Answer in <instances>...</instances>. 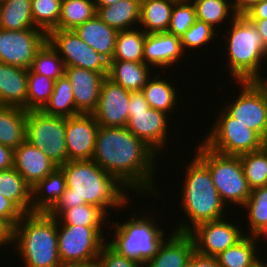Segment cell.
<instances>
[{
    "label": "cell",
    "mask_w": 267,
    "mask_h": 267,
    "mask_svg": "<svg viewBox=\"0 0 267 267\" xmlns=\"http://www.w3.org/2000/svg\"><path fill=\"white\" fill-rule=\"evenodd\" d=\"M248 187L252 190L267 186L266 157L260 152H250L239 155Z\"/></svg>",
    "instance_id": "b9f144b4"
},
{
    "label": "cell",
    "mask_w": 267,
    "mask_h": 267,
    "mask_svg": "<svg viewBox=\"0 0 267 267\" xmlns=\"http://www.w3.org/2000/svg\"><path fill=\"white\" fill-rule=\"evenodd\" d=\"M145 38L146 33L138 27L118 31L112 61L144 62Z\"/></svg>",
    "instance_id": "836d02e7"
},
{
    "label": "cell",
    "mask_w": 267,
    "mask_h": 267,
    "mask_svg": "<svg viewBox=\"0 0 267 267\" xmlns=\"http://www.w3.org/2000/svg\"><path fill=\"white\" fill-rule=\"evenodd\" d=\"M256 241L261 240L262 237L267 238V224L263 226L255 235H254ZM259 238V239H258Z\"/></svg>",
    "instance_id": "6f0895ef"
},
{
    "label": "cell",
    "mask_w": 267,
    "mask_h": 267,
    "mask_svg": "<svg viewBox=\"0 0 267 267\" xmlns=\"http://www.w3.org/2000/svg\"><path fill=\"white\" fill-rule=\"evenodd\" d=\"M27 110L0 105V144L16 149L26 140Z\"/></svg>",
    "instance_id": "484cf974"
},
{
    "label": "cell",
    "mask_w": 267,
    "mask_h": 267,
    "mask_svg": "<svg viewBox=\"0 0 267 267\" xmlns=\"http://www.w3.org/2000/svg\"><path fill=\"white\" fill-rule=\"evenodd\" d=\"M97 262L99 267H144V264L118 254L107 243L101 248Z\"/></svg>",
    "instance_id": "f6af8a7d"
},
{
    "label": "cell",
    "mask_w": 267,
    "mask_h": 267,
    "mask_svg": "<svg viewBox=\"0 0 267 267\" xmlns=\"http://www.w3.org/2000/svg\"><path fill=\"white\" fill-rule=\"evenodd\" d=\"M55 80L28 69L27 111L42 110L49 102Z\"/></svg>",
    "instance_id": "ab89813d"
},
{
    "label": "cell",
    "mask_w": 267,
    "mask_h": 267,
    "mask_svg": "<svg viewBox=\"0 0 267 267\" xmlns=\"http://www.w3.org/2000/svg\"><path fill=\"white\" fill-rule=\"evenodd\" d=\"M59 167L66 178V189L47 212L50 216L57 218L64 210L83 204L94 205L109 216L107 210L122 211L127 203L129 205L128 188L93 160L68 161Z\"/></svg>",
    "instance_id": "7a4b0ae2"
},
{
    "label": "cell",
    "mask_w": 267,
    "mask_h": 267,
    "mask_svg": "<svg viewBox=\"0 0 267 267\" xmlns=\"http://www.w3.org/2000/svg\"><path fill=\"white\" fill-rule=\"evenodd\" d=\"M186 267H221L217 257L206 256L196 250L191 254Z\"/></svg>",
    "instance_id": "7dc6e473"
},
{
    "label": "cell",
    "mask_w": 267,
    "mask_h": 267,
    "mask_svg": "<svg viewBox=\"0 0 267 267\" xmlns=\"http://www.w3.org/2000/svg\"><path fill=\"white\" fill-rule=\"evenodd\" d=\"M195 153L209 168L211 177L222 201L243 206L250 197L246 177L239 156L223 155L206 147L202 142Z\"/></svg>",
    "instance_id": "52a82bcc"
},
{
    "label": "cell",
    "mask_w": 267,
    "mask_h": 267,
    "mask_svg": "<svg viewBox=\"0 0 267 267\" xmlns=\"http://www.w3.org/2000/svg\"><path fill=\"white\" fill-rule=\"evenodd\" d=\"M66 189L63 170L56 167L32 187V212H48L62 197Z\"/></svg>",
    "instance_id": "cb8c5ba5"
},
{
    "label": "cell",
    "mask_w": 267,
    "mask_h": 267,
    "mask_svg": "<svg viewBox=\"0 0 267 267\" xmlns=\"http://www.w3.org/2000/svg\"><path fill=\"white\" fill-rule=\"evenodd\" d=\"M46 40L42 29H0V62L30 69L37 50Z\"/></svg>",
    "instance_id": "5bb4252c"
},
{
    "label": "cell",
    "mask_w": 267,
    "mask_h": 267,
    "mask_svg": "<svg viewBox=\"0 0 267 267\" xmlns=\"http://www.w3.org/2000/svg\"><path fill=\"white\" fill-rule=\"evenodd\" d=\"M253 82L262 90L263 93H267V77L259 76Z\"/></svg>",
    "instance_id": "db71d44e"
},
{
    "label": "cell",
    "mask_w": 267,
    "mask_h": 267,
    "mask_svg": "<svg viewBox=\"0 0 267 267\" xmlns=\"http://www.w3.org/2000/svg\"><path fill=\"white\" fill-rule=\"evenodd\" d=\"M14 165V149L0 144V171L12 168Z\"/></svg>",
    "instance_id": "c3c4849f"
},
{
    "label": "cell",
    "mask_w": 267,
    "mask_h": 267,
    "mask_svg": "<svg viewBox=\"0 0 267 267\" xmlns=\"http://www.w3.org/2000/svg\"><path fill=\"white\" fill-rule=\"evenodd\" d=\"M99 125L93 114L65 118V140L69 161L92 160Z\"/></svg>",
    "instance_id": "e0dca14e"
},
{
    "label": "cell",
    "mask_w": 267,
    "mask_h": 267,
    "mask_svg": "<svg viewBox=\"0 0 267 267\" xmlns=\"http://www.w3.org/2000/svg\"><path fill=\"white\" fill-rule=\"evenodd\" d=\"M118 1H121V0H94L96 10L100 7H107V6L113 5L117 3Z\"/></svg>",
    "instance_id": "9f6ffc18"
},
{
    "label": "cell",
    "mask_w": 267,
    "mask_h": 267,
    "mask_svg": "<svg viewBox=\"0 0 267 267\" xmlns=\"http://www.w3.org/2000/svg\"><path fill=\"white\" fill-rule=\"evenodd\" d=\"M47 40L58 51L65 67H80L107 77L109 62L88 46L74 30L52 29L47 34Z\"/></svg>",
    "instance_id": "7c38bea8"
},
{
    "label": "cell",
    "mask_w": 267,
    "mask_h": 267,
    "mask_svg": "<svg viewBox=\"0 0 267 267\" xmlns=\"http://www.w3.org/2000/svg\"><path fill=\"white\" fill-rule=\"evenodd\" d=\"M12 236L13 228L4 219L0 218V246L12 245Z\"/></svg>",
    "instance_id": "f907efd6"
},
{
    "label": "cell",
    "mask_w": 267,
    "mask_h": 267,
    "mask_svg": "<svg viewBox=\"0 0 267 267\" xmlns=\"http://www.w3.org/2000/svg\"><path fill=\"white\" fill-rule=\"evenodd\" d=\"M171 234L160 243L156 254L144 267H186L195 250L193 238L189 233L173 231Z\"/></svg>",
    "instance_id": "44dd1931"
},
{
    "label": "cell",
    "mask_w": 267,
    "mask_h": 267,
    "mask_svg": "<svg viewBox=\"0 0 267 267\" xmlns=\"http://www.w3.org/2000/svg\"><path fill=\"white\" fill-rule=\"evenodd\" d=\"M28 69L0 62V105L27 110Z\"/></svg>",
    "instance_id": "7402d4cb"
},
{
    "label": "cell",
    "mask_w": 267,
    "mask_h": 267,
    "mask_svg": "<svg viewBox=\"0 0 267 267\" xmlns=\"http://www.w3.org/2000/svg\"><path fill=\"white\" fill-rule=\"evenodd\" d=\"M244 15L248 19H267V0L255 4Z\"/></svg>",
    "instance_id": "681fc988"
},
{
    "label": "cell",
    "mask_w": 267,
    "mask_h": 267,
    "mask_svg": "<svg viewBox=\"0 0 267 267\" xmlns=\"http://www.w3.org/2000/svg\"><path fill=\"white\" fill-rule=\"evenodd\" d=\"M130 91L107 77L100 88L96 110L92 113L99 126L126 127L129 116Z\"/></svg>",
    "instance_id": "2e32d148"
},
{
    "label": "cell",
    "mask_w": 267,
    "mask_h": 267,
    "mask_svg": "<svg viewBox=\"0 0 267 267\" xmlns=\"http://www.w3.org/2000/svg\"><path fill=\"white\" fill-rule=\"evenodd\" d=\"M107 218L100 208L83 204L64 210L56 219L57 225L104 226L110 222Z\"/></svg>",
    "instance_id": "8d00e7d4"
},
{
    "label": "cell",
    "mask_w": 267,
    "mask_h": 267,
    "mask_svg": "<svg viewBox=\"0 0 267 267\" xmlns=\"http://www.w3.org/2000/svg\"><path fill=\"white\" fill-rule=\"evenodd\" d=\"M168 115L165 112L150 108L142 91H130L126 128L157 154H161V149H166Z\"/></svg>",
    "instance_id": "9c48e42d"
},
{
    "label": "cell",
    "mask_w": 267,
    "mask_h": 267,
    "mask_svg": "<svg viewBox=\"0 0 267 267\" xmlns=\"http://www.w3.org/2000/svg\"><path fill=\"white\" fill-rule=\"evenodd\" d=\"M60 267H99L97 260L88 263L64 264Z\"/></svg>",
    "instance_id": "11a10c76"
},
{
    "label": "cell",
    "mask_w": 267,
    "mask_h": 267,
    "mask_svg": "<svg viewBox=\"0 0 267 267\" xmlns=\"http://www.w3.org/2000/svg\"><path fill=\"white\" fill-rule=\"evenodd\" d=\"M214 121L209 134L202 143L211 150L223 154L239 156L261 149L265 140L255 131L237 122L224 109Z\"/></svg>",
    "instance_id": "ba28073f"
},
{
    "label": "cell",
    "mask_w": 267,
    "mask_h": 267,
    "mask_svg": "<svg viewBox=\"0 0 267 267\" xmlns=\"http://www.w3.org/2000/svg\"><path fill=\"white\" fill-rule=\"evenodd\" d=\"M256 26L262 37L265 52L267 53V19H249Z\"/></svg>",
    "instance_id": "f5cc1de1"
},
{
    "label": "cell",
    "mask_w": 267,
    "mask_h": 267,
    "mask_svg": "<svg viewBox=\"0 0 267 267\" xmlns=\"http://www.w3.org/2000/svg\"><path fill=\"white\" fill-rule=\"evenodd\" d=\"M254 236L245 235L235 245L217 255L221 267H258L261 259ZM258 254V255H257Z\"/></svg>",
    "instance_id": "f546056e"
},
{
    "label": "cell",
    "mask_w": 267,
    "mask_h": 267,
    "mask_svg": "<svg viewBox=\"0 0 267 267\" xmlns=\"http://www.w3.org/2000/svg\"><path fill=\"white\" fill-rule=\"evenodd\" d=\"M25 267H60L57 219L46 212L25 213L13 228L12 245Z\"/></svg>",
    "instance_id": "277c9868"
},
{
    "label": "cell",
    "mask_w": 267,
    "mask_h": 267,
    "mask_svg": "<svg viewBox=\"0 0 267 267\" xmlns=\"http://www.w3.org/2000/svg\"><path fill=\"white\" fill-rule=\"evenodd\" d=\"M150 77L141 90L148 102L150 108L165 112L166 114L173 113V108H176L178 96L177 92L169 81L163 75L155 74ZM161 76V77H160Z\"/></svg>",
    "instance_id": "4dcf8cb0"
},
{
    "label": "cell",
    "mask_w": 267,
    "mask_h": 267,
    "mask_svg": "<svg viewBox=\"0 0 267 267\" xmlns=\"http://www.w3.org/2000/svg\"><path fill=\"white\" fill-rule=\"evenodd\" d=\"M193 161L187 163L181 189V207L191 223L180 221L175 231L189 233L197 225L226 218V204L214 186L208 166L195 154ZM226 207V208H225ZM225 210V211H224Z\"/></svg>",
    "instance_id": "3957f363"
},
{
    "label": "cell",
    "mask_w": 267,
    "mask_h": 267,
    "mask_svg": "<svg viewBox=\"0 0 267 267\" xmlns=\"http://www.w3.org/2000/svg\"><path fill=\"white\" fill-rule=\"evenodd\" d=\"M177 0H141L139 26L146 34L167 32ZM144 26V27H143Z\"/></svg>",
    "instance_id": "83f0119b"
},
{
    "label": "cell",
    "mask_w": 267,
    "mask_h": 267,
    "mask_svg": "<svg viewBox=\"0 0 267 267\" xmlns=\"http://www.w3.org/2000/svg\"><path fill=\"white\" fill-rule=\"evenodd\" d=\"M141 0H121L97 9L98 17L117 31L129 30L140 23Z\"/></svg>",
    "instance_id": "4316f807"
},
{
    "label": "cell",
    "mask_w": 267,
    "mask_h": 267,
    "mask_svg": "<svg viewBox=\"0 0 267 267\" xmlns=\"http://www.w3.org/2000/svg\"><path fill=\"white\" fill-rule=\"evenodd\" d=\"M216 30L201 20L196 22L180 37L181 47L183 52H187L190 49H200L204 45L213 41L214 36L218 33ZM189 48V49H188ZM187 50V51H185Z\"/></svg>",
    "instance_id": "ee69618b"
},
{
    "label": "cell",
    "mask_w": 267,
    "mask_h": 267,
    "mask_svg": "<svg viewBox=\"0 0 267 267\" xmlns=\"http://www.w3.org/2000/svg\"><path fill=\"white\" fill-rule=\"evenodd\" d=\"M264 94V97H265V100H266V103H267V93H263Z\"/></svg>",
    "instance_id": "94428289"
},
{
    "label": "cell",
    "mask_w": 267,
    "mask_h": 267,
    "mask_svg": "<svg viewBox=\"0 0 267 267\" xmlns=\"http://www.w3.org/2000/svg\"><path fill=\"white\" fill-rule=\"evenodd\" d=\"M144 62L110 61L107 78L128 91H141L151 74Z\"/></svg>",
    "instance_id": "d4e9b609"
},
{
    "label": "cell",
    "mask_w": 267,
    "mask_h": 267,
    "mask_svg": "<svg viewBox=\"0 0 267 267\" xmlns=\"http://www.w3.org/2000/svg\"><path fill=\"white\" fill-rule=\"evenodd\" d=\"M238 223H231L225 218L204 222L192 229L195 250L206 256H217L230 246L240 241L245 234Z\"/></svg>",
    "instance_id": "9a60e30c"
},
{
    "label": "cell",
    "mask_w": 267,
    "mask_h": 267,
    "mask_svg": "<svg viewBox=\"0 0 267 267\" xmlns=\"http://www.w3.org/2000/svg\"><path fill=\"white\" fill-rule=\"evenodd\" d=\"M192 2L195 5L197 19L209 24L215 30L218 26L220 27V23L229 20V18L232 20L237 16L231 0H192Z\"/></svg>",
    "instance_id": "74e56055"
},
{
    "label": "cell",
    "mask_w": 267,
    "mask_h": 267,
    "mask_svg": "<svg viewBox=\"0 0 267 267\" xmlns=\"http://www.w3.org/2000/svg\"><path fill=\"white\" fill-rule=\"evenodd\" d=\"M42 111L46 115L65 118L80 114L76 109L73 89L66 75L55 81L51 98Z\"/></svg>",
    "instance_id": "d6a6232c"
},
{
    "label": "cell",
    "mask_w": 267,
    "mask_h": 267,
    "mask_svg": "<svg viewBox=\"0 0 267 267\" xmlns=\"http://www.w3.org/2000/svg\"><path fill=\"white\" fill-rule=\"evenodd\" d=\"M229 23L230 30L224 35L229 57L226 69L235 81H253L262 75L261 62L267 59L262 37L245 15H237Z\"/></svg>",
    "instance_id": "5b68a950"
},
{
    "label": "cell",
    "mask_w": 267,
    "mask_h": 267,
    "mask_svg": "<svg viewBox=\"0 0 267 267\" xmlns=\"http://www.w3.org/2000/svg\"><path fill=\"white\" fill-rule=\"evenodd\" d=\"M96 14L94 0H62L58 29L74 30Z\"/></svg>",
    "instance_id": "e575fe53"
},
{
    "label": "cell",
    "mask_w": 267,
    "mask_h": 267,
    "mask_svg": "<svg viewBox=\"0 0 267 267\" xmlns=\"http://www.w3.org/2000/svg\"><path fill=\"white\" fill-rule=\"evenodd\" d=\"M261 1L262 0H232L231 4L237 15H244L250 8Z\"/></svg>",
    "instance_id": "816d5d0a"
},
{
    "label": "cell",
    "mask_w": 267,
    "mask_h": 267,
    "mask_svg": "<svg viewBox=\"0 0 267 267\" xmlns=\"http://www.w3.org/2000/svg\"><path fill=\"white\" fill-rule=\"evenodd\" d=\"M95 142L92 160L115 176L128 192L136 190L139 195L150 193L160 198L154 175L159 155L151 147L126 127L99 126Z\"/></svg>",
    "instance_id": "6da1fadb"
},
{
    "label": "cell",
    "mask_w": 267,
    "mask_h": 267,
    "mask_svg": "<svg viewBox=\"0 0 267 267\" xmlns=\"http://www.w3.org/2000/svg\"><path fill=\"white\" fill-rule=\"evenodd\" d=\"M103 227L58 225V253L62 265L97 260L107 242Z\"/></svg>",
    "instance_id": "8fae6325"
},
{
    "label": "cell",
    "mask_w": 267,
    "mask_h": 267,
    "mask_svg": "<svg viewBox=\"0 0 267 267\" xmlns=\"http://www.w3.org/2000/svg\"><path fill=\"white\" fill-rule=\"evenodd\" d=\"M0 29H40L33 22L31 0H7L0 4Z\"/></svg>",
    "instance_id": "1f68e13d"
},
{
    "label": "cell",
    "mask_w": 267,
    "mask_h": 267,
    "mask_svg": "<svg viewBox=\"0 0 267 267\" xmlns=\"http://www.w3.org/2000/svg\"><path fill=\"white\" fill-rule=\"evenodd\" d=\"M0 194L13 201L24 213H32V187L14 167L0 171Z\"/></svg>",
    "instance_id": "f1b7e54d"
},
{
    "label": "cell",
    "mask_w": 267,
    "mask_h": 267,
    "mask_svg": "<svg viewBox=\"0 0 267 267\" xmlns=\"http://www.w3.org/2000/svg\"><path fill=\"white\" fill-rule=\"evenodd\" d=\"M62 0H31L34 25L48 34L58 29Z\"/></svg>",
    "instance_id": "60d3db41"
},
{
    "label": "cell",
    "mask_w": 267,
    "mask_h": 267,
    "mask_svg": "<svg viewBox=\"0 0 267 267\" xmlns=\"http://www.w3.org/2000/svg\"><path fill=\"white\" fill-rule=\"evenodd\" d=\"M65 75L71 83L77 111L92 114L97 108L101 84L106 77L80 67H66Z\"/></svg>",
    "instance_id": "ac0fdd59"
},
{
    "label": "cell",
    "mask_w": 267,
    "mask_h": 267,
    "mask_svg": "<svg viewBox=\"0 0 267 267\" xmlns=\"http://www.w3.org/2000/svg\"><path fill=\"white\" fill-rule=\"evenodd\" d=\"M30 69L53 80L65 75V64L58 51L48 40L37 50Z\"/></svg>",
    "instance_id": "d590c367"
},
{
    "label": "cell",
    "mask_w": 267,
    "mask_h": 267,
    "mask_svg": "<svg viewBox=\"0 0 267 267\" xmlns=\"http://www.w3.org/2000/svg\"><path fill=\"white\" fill-rule=\"evenodd\" d=\"M248 212L247 225L249 232L245 235L254 236L267 224V186L257 187L251 190L250 197L242 206Z\"/></svg>",
    "instance_id": "f35d334b"
},
{
    "label": "cell",
    "mask_w": 267,
    "mask_h": 267,
    "mask_svg": "<svg viewBox=\"0 0 267 267\" xmlns=\"http://www.w3.org/2000/svg\"><path fill=\"white\" fill-rule=\"evenodd\" d=\"M7 0H0V4L5 3Z\"/></svg>",
    "instance_id": "6125c7cd"
},
{
    "label": "cell",
    "mask_w": 267,
    "mask_h": 267,
    "mask_svg": "<svg viewBox=\"0 0 267 267\" xmlns=\"http://www.w3.org/2000/svg\"><path fill=\"white\" fill-rule=\"evenodd\" d=\"M74 31L108 62L112 61L118 31L109 27L96 14L92 19L77 26Z\"/></svg>",
    "instance_id": "603a6c76"
},
{
    "label": "cell",
    "mask_w": 267,
    "mask_h": 267,
    "mask_svg": "<svg viewBox=\"0 0 267 267\" xmlns=\"http://www.w3.org/2000/svg\"><path fill=\"white\" fill-rule=\"evenodd\" d=\"M241 85L238 98L223 108L232 118L267 140V103L262 90L253 81H236Z\"/></svg>",
    "instance_id": "4fadbf2b"
},
{
    "label": "cell",
    "mask_w": 267,
    "mask_h": 267,
    "mask_svg": "<svg viewBox=\"0 0 267 267\" xmlns=\"http://www.w3.org/2000/svg\"><path fill=\"white\" fill-rule=\"evenodd\" d=\"M184 54L181 38L168 32L146 34L144 43V63L160 69L171 68ZM181 57V58H180Z\"/></svg>",
    "instance_id": "d6986e66"
},
{
    "label": "cell",
    "mask_w": 267,
    "mask_h": 267,
    "mask_svg": "<svg viewBox=\"0 0 267 267\" xmlns=\"http://www.w3.org/2000/svg\"><path fill=\"white\" fill-rule=\"evenodd\" d=\"M26 140L41 150L58 167L67 163L65 117L46 115L42 110L27 111Z\"/></svg>",
    "instance_id": "30bf717a"
},
{
    "label": "cell",
    "mask_w": 267,
    "mask_h": 267,
    "mask_svg": "<svg viewBox=\"0 0 267 267\" xmlns=\"http://www.w3.org/2000/svg\"><path fill=\"white\" fill-rule=\"evenodd\" d=\"M135 214L134 212L135 217L126 219L125 223L112 222L116 232L107 244L118 254L145 264L156 254L160 243L165 239V229L159 228L153 216L143 214V217L139 215L138 218Z\"/></svg>",
    "instance_id": "8992f818"
},
{
    "label": "cell",
    "mask_w": 267,
    "mask_h": 267,
    "mask_svg": "<svg viewBox=\"0 0 267 267\" xmlns=\"http://www.w3.org/2000/svg\"><path fill=\"white\" fill-rule=\"evenodd\" d=\"M25 213L10 199L0 194V218L4 219L12 228Z\"/></svg>",
    "instance_id": "bcb514c9"
},
{
    "label": "cell",
    "mask_w": 267,
    "mask_h": 267,
    "mask_svg": "<svg viewBox=\"0 0 267 267\" xmlns=\"http://www.w3.org/2000/svg\"><path fill=\"white\" fill-rule=\"evenodd\" d=\"M13 167L33 187L58 166L41 150L25 140L14 149Z\"/></svg>",
    "instance_id": "ffe728a7"
},
{
    "label": "cell",
    "mask_w": 267,
    "mask_h": 267,
    "mask_svg": "<svg viewBox=\"0 0 267 267\" xmlns=\"http://www.w3.org/2000/svg\"><path fill=\"white\" fill-rule=\"evenodd\" d=\"M267 261V260H266ZM260 265L262 267H267V262H264L263 260L260 261Z\"/></svg>",
    "instance_id": "91938a15"
},
{
    "label": "cell",
    "mask_w": 267,
    "mask_h": 267,
    "mask_svg": "<svg viewBox=\"0 0 267 267\" xmlns=\"http://www.w3.org/2000/svg\"><path fill=\"white\" fill-rule=\"evenodd\" d=\"M197 20L192 0H177L171 13L168 33L181 37Z\"/></svg>",
    "instance_id": "7bdbcfd3"
},
{
    "label": "cell",
    "mask_w": 267,
    "mask_h": 267,
    "mask_svg": "<svg viewBox=\"0 0 267 267\" xmlns=\"http://www.w3.org/2000/svg\"><path fill=\"white\" fill-rule=\"evenodd\" d=\"M265 157L267 163V142L265 141L261 149L259 150Z\"/></svg>",
    "instance_id": "680465c9"
}]
</instances>
